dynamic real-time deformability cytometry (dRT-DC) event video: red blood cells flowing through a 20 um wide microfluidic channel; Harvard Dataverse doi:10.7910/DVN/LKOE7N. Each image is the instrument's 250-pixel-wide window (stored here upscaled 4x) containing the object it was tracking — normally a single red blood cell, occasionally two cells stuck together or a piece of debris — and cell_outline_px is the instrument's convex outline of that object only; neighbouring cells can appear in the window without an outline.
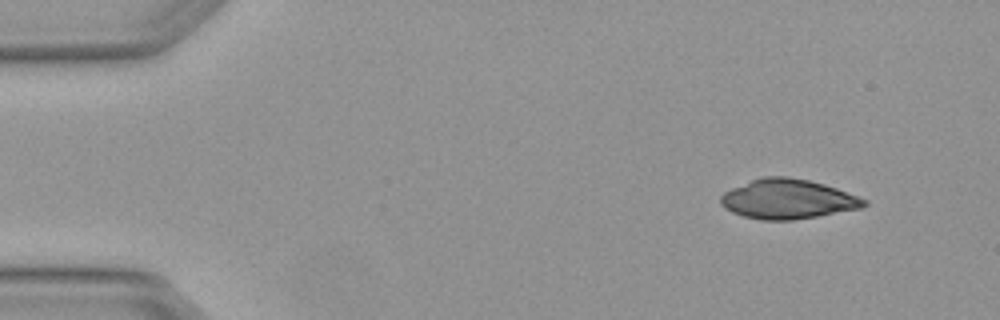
{"species": "Egyptian fruit bat (a non-hibernating species)", "species_latin": "Rousettus aegyptiacus", "temperature_condition": "warm", "stored_images_in_passage": 5, "segment_of_instrument_passage": [2, 2], "camera_frame_rate_fps": 3000, "um_per_image_px": 0.085, "animal": {"sex": "female"}, "frame": {"image": 1, "passage_image": 5, "time_ms": 1.333, "image_size_px": [1000, 320], "cell_outline_px": [[868, 204], [864, 208], [792, 220], [760, 220], [744, 216], [732, 212], [724, 208], [720, 204], [720, 196], [724, 192], [732, 188], [752, 180], [764, 176], [788, 176], [808, 180], [824, 184], [836, 188], [868, 200]], "centroid_in_image_um": [66.97, 16.92], "position_along_channel_um": 18.0, "area_um2": 33.12}}